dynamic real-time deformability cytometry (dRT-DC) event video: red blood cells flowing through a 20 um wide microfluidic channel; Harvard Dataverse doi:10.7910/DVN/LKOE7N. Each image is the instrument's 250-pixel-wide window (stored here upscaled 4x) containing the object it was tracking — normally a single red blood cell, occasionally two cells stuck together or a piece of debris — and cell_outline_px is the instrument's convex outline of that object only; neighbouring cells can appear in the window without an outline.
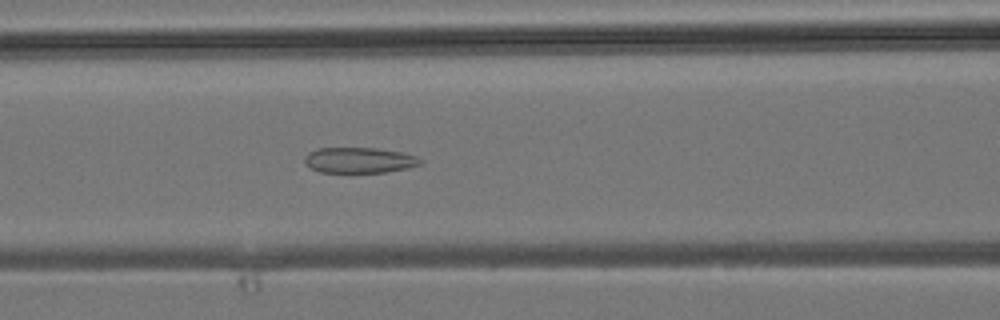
{"species": "common noctule bat (a hibernating species)", "species_latin": "Nyctalus noctula", "temperature_condition": "room temperature", "stored_images_in_passage": 39, "camera_frame_rate_fps": 3000, "um_per_image_px": 0.085, "animal": {"sex": "male", "body_mass_g": 19.2, "forearm_length_mm": 51.8}, "frame": {"image": 1, "passage_image": 15, "time_ms": 4.667, "image_size_px": [1000, 320], "cell_outline_px": [[424, 164], [408, 168], [384, 172], [320, 172], [312, 168], [304, 160], [304, 156], [308, 152], [316, 148], [376, 148], [400, 152], [416, 156], [424, 160]], "centroid_in_image_um": [30.57, 13.61], "position_along_channel_um": 136.0, "area_um2": 17.28}}
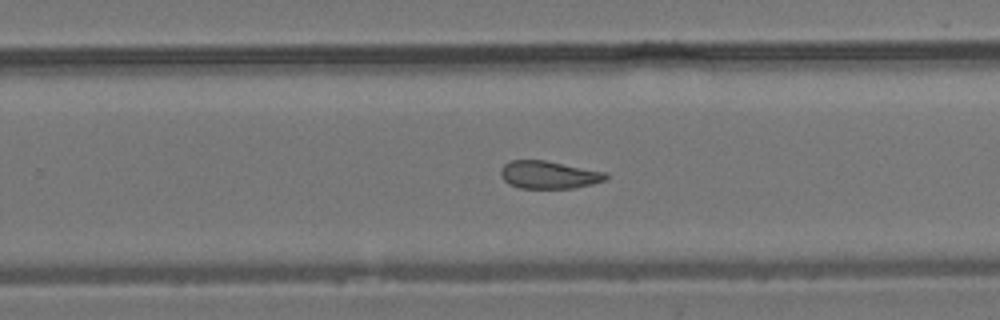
{"frame": {"image": 2, "passage_image": 24, "time_ms": 7.667, "image_size_px": [1000, 320], "cell_outline_px": [[608, 180], [576, 188], [520, 188], [508, 184], [500, 176], [500, 172], [504, 164], [512, 160], [544, 160], [608, 172]], "centroid_in_image_um": [46.68, 14.86], "position_along_channel_um": 283.1, "area_um2": 17.17}}
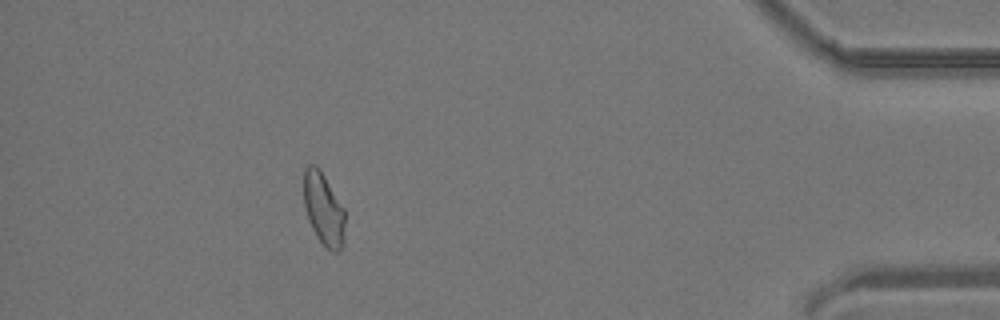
{"frame": {"image": 3, "passage_image": 35, "time_ms": 11.333, "image_size_px": [1000, 320], "cell_outline_px": [[344, 244], [340, 252], [332, 252], [324, 248], [316, 236], [308, 220], [304, 204], [304, 168], [308, 164], [316, 164], [320, 168], [344, 208]], "centroid_in_image_um": [27.51, 17.79], "position_along_channel_um": 407.7, "area_um2": 17.8}}